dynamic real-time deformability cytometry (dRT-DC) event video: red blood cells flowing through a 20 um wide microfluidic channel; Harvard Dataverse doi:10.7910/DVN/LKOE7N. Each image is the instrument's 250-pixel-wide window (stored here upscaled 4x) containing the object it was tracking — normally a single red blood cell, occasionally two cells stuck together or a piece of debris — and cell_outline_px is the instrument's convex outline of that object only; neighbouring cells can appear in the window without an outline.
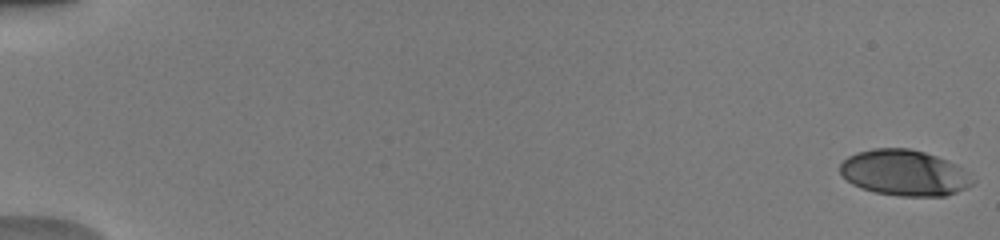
{"species": "human", "species_latin": "Homo sapiens", "temperature_condition": "warm", "stored_images_in_passage": 52, "camera_frame_rate_fps": 3000, "um_per_image_px": 0.085, "donor": {"sex": "male"}, "frame": {"image": 1, "passage_image": 1, "time_ms": 0.0, "image_size_px": [1000, 240], "cell_outline_px": [[976, 180], [972, 184], [956, 192], [944, 196], [900, 196], [876, 192], [860, 188], [852, 184], [840, 172], [840, 164], [848, 156], [856, 152], [872, 148], [908, 148], [924, 152], [936, 156], [956, 164], [968, 172]], "centroid_in_image_um": [76.87, 14.68], "position_along_channel_um": 8.1, "area_um2": 35.37}}
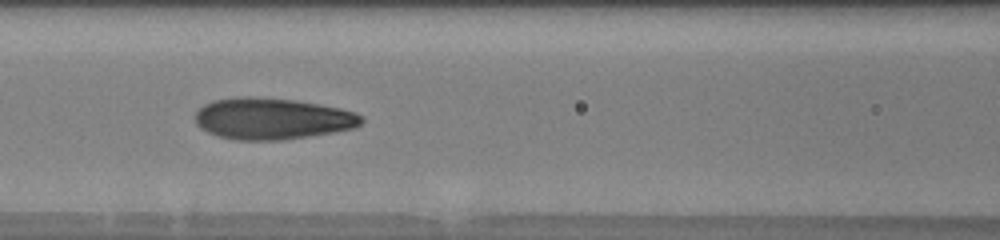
{"frame": {"image": 2, "passage_image": 25, "time_ms": 8.0, "image_size_px": [1000, 240], "cell_outline_px": [[364, 120], [356, 128], [308, 136], [280, 140], [236, 140], [216, 136], [200, 128], [196, 124], [196, 112], [204, 104], [212, 100], [240, 96], [256, 96], [296, 100], [320, 104], [340, 108], [356, 112], [364, 116]], "centroid_in_image_um": [23.14, 10.07], "position_along_channel_um": 143.5, "area_um2": 40.52}}
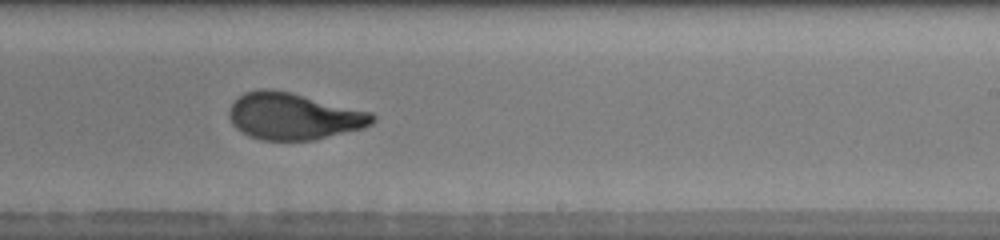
{"frame": {"image": 3, "passage_image": 34, "time_ms": 11.0, "image_size_px": [1000, 240], "cell_outline_px": [[376, 120], [372, 124], [364, 128], [316, 140], [264, 140], [248, 136], [236, 128], [232, 124], [228, 116], [228, 108], [244, 92], [260, 88], [272, 88], [292, 92], [372, 112], [376, 116]], "centroid_in_image_um": [24.97, 9.87], "position_along_channel_um": 264.0, "area_um2": 39.54}, "authors_computed_cell_mechanics": {"area_um2": 38.3503, "velocity_mm_per_s": 4.0286, "shape_relaxation_time_tau1_ms": 6.7277, "shape_relaxation_time_tau2_ms": 0.7674, "deformation_change_tau1": 0.2521, "deformation_change_tau2": 0.0703}}